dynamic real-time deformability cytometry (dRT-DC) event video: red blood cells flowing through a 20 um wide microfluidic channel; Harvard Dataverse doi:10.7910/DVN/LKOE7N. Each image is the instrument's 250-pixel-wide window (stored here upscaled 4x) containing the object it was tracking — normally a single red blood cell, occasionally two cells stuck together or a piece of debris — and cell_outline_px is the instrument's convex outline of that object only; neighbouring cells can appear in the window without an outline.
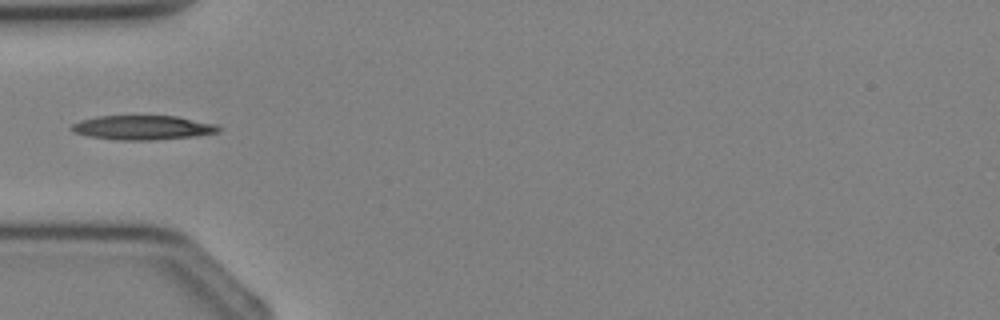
{"species": "Egyptian fruit bat (a non-hibernating species)", "species_latin": "Rousettus aegyptiacus", "temperature_condition": "cold", "stored_images_in_passage": 3, "camera_frame_rate_fps": 3000, "um_per_image_px": 0.085, "animal": {"sex": "female"}, "frame": {"image": 1, "passage_image": 3, "time_ms": 3.0, "image_size_px": [1000, 320], "cell_outline_px": [[224, 128], [220, 132], [200, 136], [152, 140], [120, 140], [88, 136], [72, 132], [68, 128], [72, 124], [80, 120], [96, 116], [176, 116], [216, 124]], "centroid_in_image_um": [12.16, 10.85], "position_along_channel_um": 72.8, "area_um2": 21.15}}